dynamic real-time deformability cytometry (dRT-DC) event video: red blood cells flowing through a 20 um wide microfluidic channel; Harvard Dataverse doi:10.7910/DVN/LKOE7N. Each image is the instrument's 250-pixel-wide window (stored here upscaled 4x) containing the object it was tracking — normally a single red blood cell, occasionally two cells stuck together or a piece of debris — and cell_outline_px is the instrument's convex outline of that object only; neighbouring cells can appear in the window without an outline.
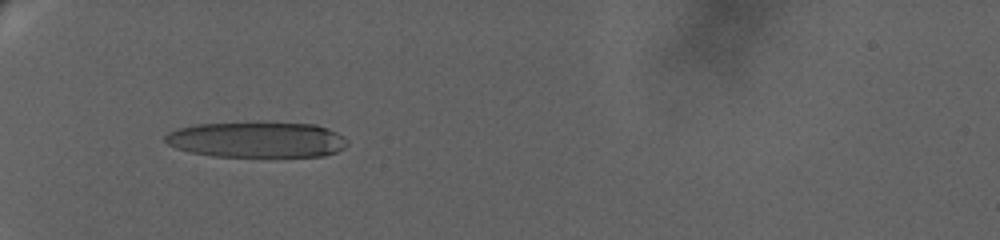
{"species": "human", "species_latin": "Homo sapiens", "temperature_condition": "warm", "stored_images_in_passage": 28, "camera_frame_rate_fps": 3000, "um_per_image_px": 0.085, "donor": {"sex": "female"}, "frame": {"image": 1, "passage_image": 1, "time_ms": 0.0, "image_size_px": [1000, 240], "cell_outline_px": [[348, 144], [344, 148], [336, 152], [324, 156], [212, 156], [188, 152], [176, 148], [168, 144], [164, 140], [164, 136], [168, 132], [176, 128], [196, 124], [316, 124], [328, 128], [344, 136], [348, 140]], "centroid_in_image_um": [21.83, 11.89], "position_along_channel_um": 63.2, "area_um2": 37.45}}
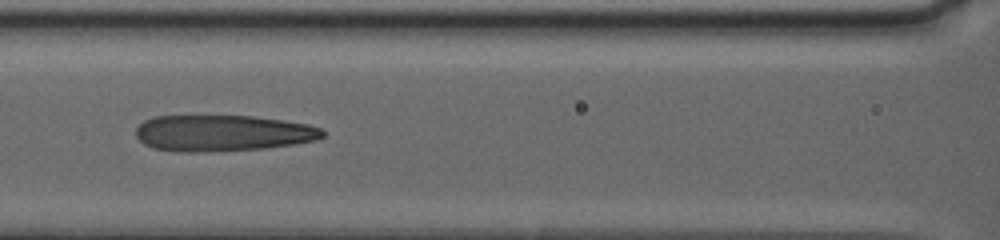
{"frame": {"image": 2, "passage_image": 20, "time_ms": 3.333, "image_size_px": [1000, 240], "cell_outline_px": [[324, 136], [316, 140], [292, 144], [264, 148], [208, 152], [176, 152], [152, 148], [144, 144], [136, 136], [136, 128], [144, 120], [152, 116], [252, 116], [308, 124], [320, 128], [324, 132]], "centroid_in_image_um": [18.87, 11.32], "position_along_channel_um": 147.7, "area_um2": 39.48}}
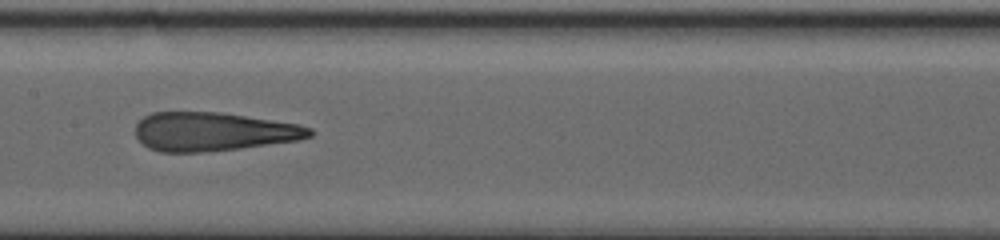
{"frame": {"image": 3, "passage_image": 27, "time_ms": 4.667, "image_size_px": [1000, 240], "cell_outline_px": [[312, 136], [296, 140], [240, 148], [200, 152], [160, 152], [148, 148], [136, 136], [136, 124], [144, 116], [152, 112], [220, 112], [296, 124], [312, 128]], "centroid_in_image_um": [18.08, 11.19], "position_along_channel_um": 189.3, "area_um2": 38.9}}